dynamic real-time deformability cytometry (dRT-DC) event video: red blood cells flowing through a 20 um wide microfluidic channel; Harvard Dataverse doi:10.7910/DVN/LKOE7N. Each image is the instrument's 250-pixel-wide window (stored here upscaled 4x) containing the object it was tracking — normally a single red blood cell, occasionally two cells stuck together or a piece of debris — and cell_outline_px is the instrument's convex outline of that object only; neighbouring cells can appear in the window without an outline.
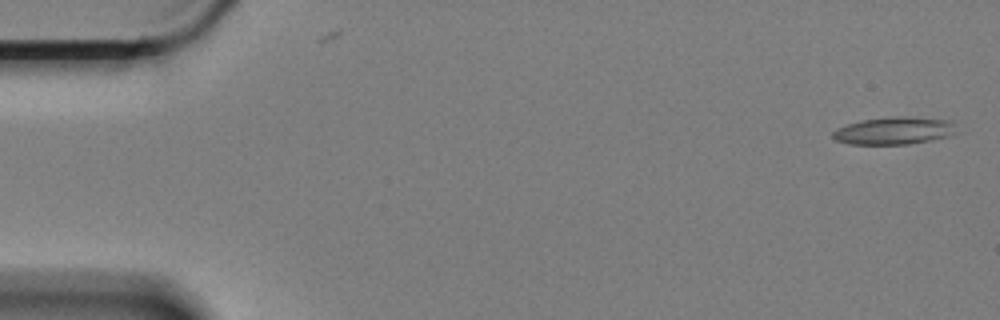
{"species": "Egyptian fruit bat (a non-hibernating species)", "species_latin": "Rousettus aegyptiacus", "temperature_condition": "cold", "stored_images_in_passage": 7, "camera_frame_rate_fps": 3000, "um_per_image_px": 0.085, "animal": {"sex": "female"}, "frame": {"image": 1, "passage_image": 1, "time_ms": 0.0, "image_size_px": [1000, 320], "cell_outline_px": [[960, 132], [948, 136], [932, 140], [908, 144], [848, 144], [836, 140], [832, 136], [832, 132], [836, 128], [848, 124], [864, 120], [952, 120]], "centroid_in_image_um": [76.0, 11.19], "position_along_channel_um": 9.0, "area_um2": 18.55}}
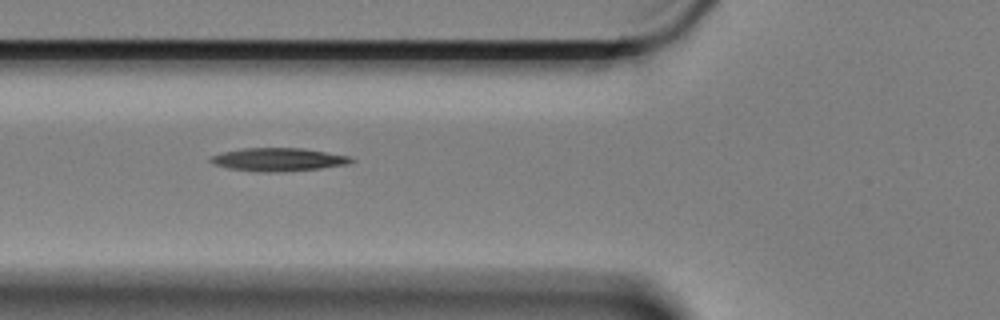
{"frame": {"image": 2, "passage_image": 6, "time_ms": 1.667, "image_size_px": [1000, 320], "cell_outline_px": [[356, 160], [348, 164], [320, 168], [268, 172], [228, 168], [216, 164], [208, 160], [212, 156], [224, 152], [244, 148], [300, 148], [348, 156]], "centroid_in_image_um": [23.66, 13.55], "position_along_channel_um": 102.1, "area_um2": 18.38}}
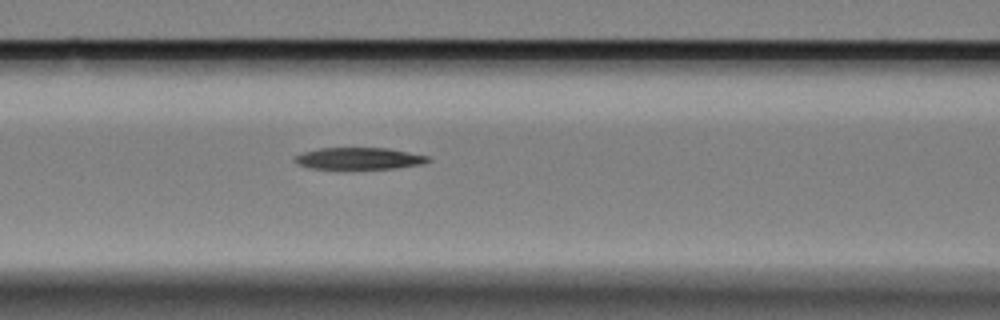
{"frame": {"image": 3, "passage_image": 7, "time_ms": 2.0, "image_size_px": [1000, 320], "cell_outline_px": [[432, 160], [420, 164], [396, 168], [308, 168], [296, 164], [292, 160], [292, 156], [304, 152], [320, 148], [388, 148], [428, 156]], "centroid_in_image_um": [30.45, 13.46], "position_along_channel_um": 136.1, "area_um2": 16.82}}